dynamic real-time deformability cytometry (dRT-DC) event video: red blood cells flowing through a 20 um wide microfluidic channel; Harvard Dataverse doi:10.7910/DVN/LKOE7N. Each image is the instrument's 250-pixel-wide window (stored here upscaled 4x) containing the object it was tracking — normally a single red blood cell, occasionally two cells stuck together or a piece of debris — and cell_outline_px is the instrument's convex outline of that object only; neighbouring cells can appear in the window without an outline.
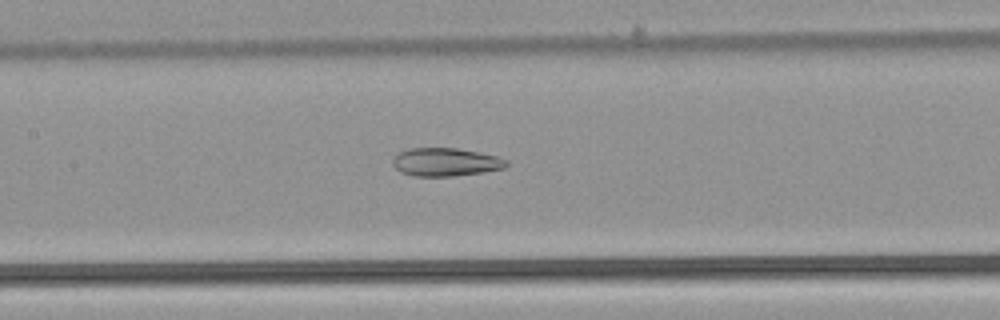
{"species": "common noctule bat (a hibernating species)", "species_latin": "Nyctalus noctula", "temperature_condition": "warm", "stored_images_in_passage": 43, "camera_frame_rate_fps": 3000, "um_per_image_px": 0.085, "animal": {"sex": "male", "body_mass_g": 21.5, "forearm_length_mm": 52.0}, "frame": {"image": 1, "passage_image": 16, "time_ms": 5.0, "image_size_px": [1000, 320], "cell_outline_px": [[508, 164], [504, 168], [484, 172], [452, 176], [412, 176], [400, 172], [392, 164], [392, 160], [396, 152], [408, 148], [456, 148], [496, 156], [508, 160]], "centroid_in_image_um": [37.82, 13.77], "position_along_channel_um": 169.6, "area_um2": 18.79}}
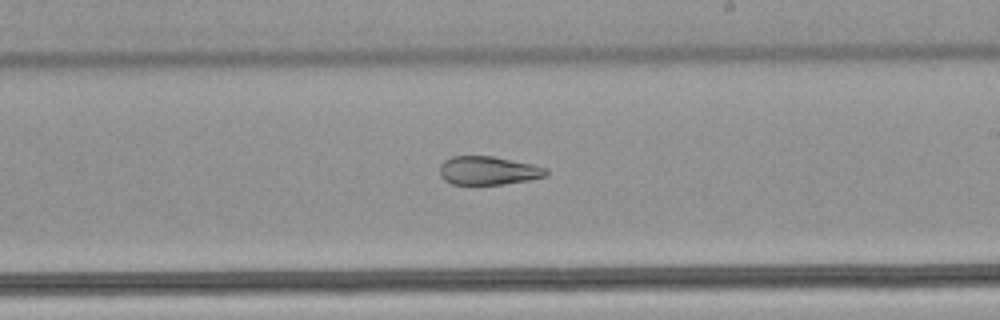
{"frame": {"image": 2, "passage_image": 22, "time_ms": 7.0, "image_size_px": [1000, 320], "cell_outline_px": [[548, 172], [544, 176], [528, 180], [504, 184], [452, 184], [444, 180], [440, 176], [440, 164], [444, 160], [452, 156], [492, 156], [532, 164], [548, 168]], "centroid_in_image_um": [41.47, 14.49], "position_along_channel_um": 247.5, "area_um2": 17.63}}
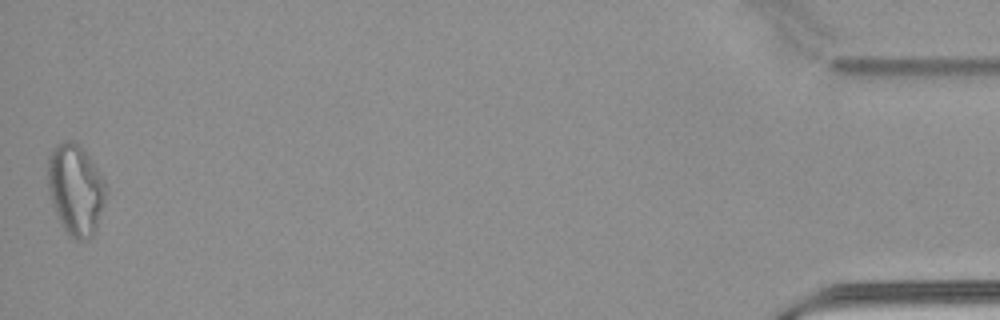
{"frame": {"image": 3, "passage_image": 43, "time_ms": 14.0, "image_size_px": [1000, 320], "cell_outline_px": [[108, 188], [96, 228], [92, 236], [84, 240], [76, 240], [64, 228], [52, 204], [48, 188], [48, 156], [52, 148], [56, 144], [64, 140], [72, 140], [88, 156], [104, 180]], "centroid_in_image_um": [6.42, 16.09], "position_along_channel_um": 428.8, "area_um2": 30.29}, "authors_computed_cell_mechanics": {"area_um2": 22.4264, "velocity_mm_per_s": 3.9249, "shape_relaxation_time_tau1_ms": null, "shape_relaxation_time_tau2_ms": 2.8657, "deformation_change_tau1": null, "deformation_change_tau2": 0.0957}}